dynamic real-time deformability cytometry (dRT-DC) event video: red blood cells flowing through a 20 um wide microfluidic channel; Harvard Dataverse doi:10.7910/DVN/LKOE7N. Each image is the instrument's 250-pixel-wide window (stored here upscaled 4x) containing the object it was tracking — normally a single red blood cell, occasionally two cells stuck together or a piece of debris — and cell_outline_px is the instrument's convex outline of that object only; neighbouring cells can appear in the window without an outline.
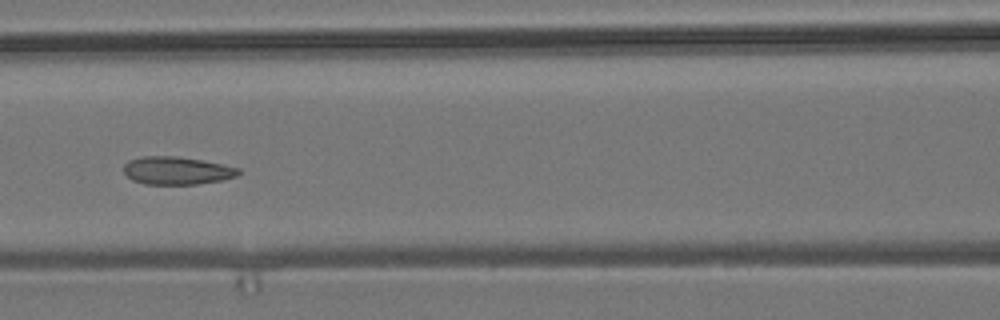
{"species": "common noctule bat (a hibernating species)", "species_latin": "Nyctalus noctula", "temperature_condition": "room temperature", "stored_images_in_passage": 15, "camera_frame_rate_fps": 3000, "um_per_image_px": 0.085, "animal": {"sex": "male", "body_mass_g": 19.2, "forearm_length_mm": 51.8}, "frame": {"image": 1, "passage_image": 7, "time_ms": 7.667, "image_size_px": [1000, 320], "cell_outline_px": [[240, 172], [236, 176], [220, 180], [196, 184], [144, 184], [132, 180], [124, 172], [124, 164], [128, 160], [140, 156], [176, 156], [200, 160], [240, 168]], "centroid_in_image_um": [14.98, 14.49], "position_along_channel_um": 151.6, "area_um2": 18.5}}
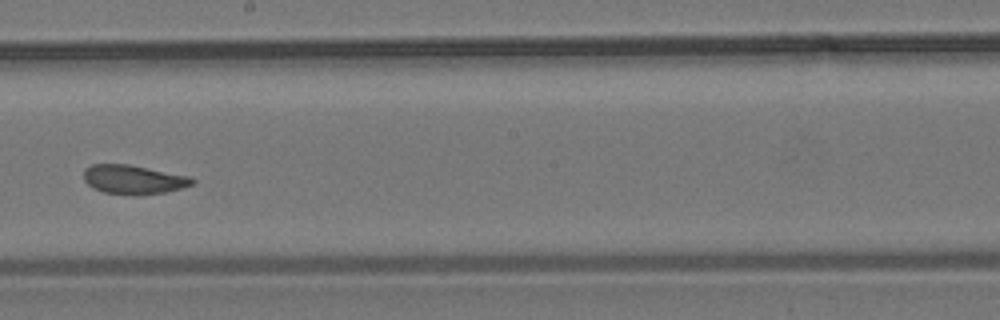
{"frame": {"image": 2, "passage_image": 9, "time_ms": 10.0, "image_size_px": [1000, 320], "cell_outline_px": [[196, 180], [192, 184], [180, 188], [164, 192], [136, 196], [104, 192], [92, 188], [84, 180], [84, 168], [92, 164], [128, 164], [192, 176]], "centroid_in_image_um": [11.34, 15.26], "position_along_channel_um": 236.9, "area_um2": 18.55}}
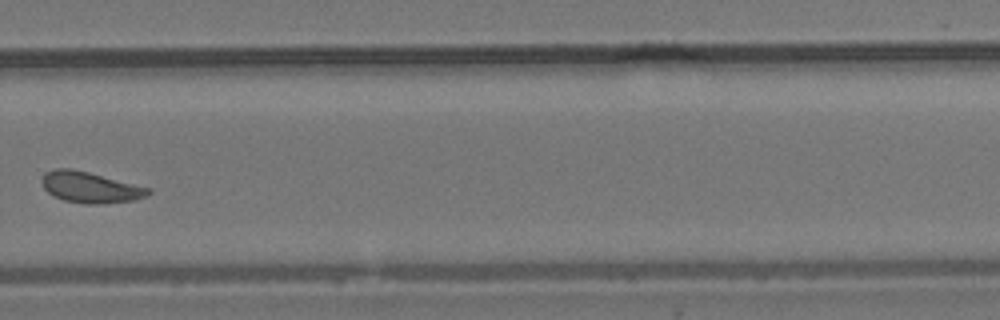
{"frame": {"image": 3, "passage_image": 11, "time_ms": 12.333, "image_size_px": [1000, 320], "cell_outline_px": [[152, 192], [144, 196], [132, 200], [100, 204], [84, 204], [64, 200], [52, 196], [44, 188], [40, 180], [44, 172], [56, 168], [72, 168], [152, 188]], "centroid_in_image_um": [7.63, 15.91], "position_along_channel_um": 322.2, "area_um2": 19.31}, "authors_computed_cell_mechanics": {"area_um2": 19.3052, "velocity_mm_per_s": 3.6788, "shape_relaxation_time_tau1_ms": 9.5987, "shape_relaxation_time_tau2_ms": 1.2776, "deformation_change_tau1": 0.1263, "deformation_change_tau2": 0.0436}}